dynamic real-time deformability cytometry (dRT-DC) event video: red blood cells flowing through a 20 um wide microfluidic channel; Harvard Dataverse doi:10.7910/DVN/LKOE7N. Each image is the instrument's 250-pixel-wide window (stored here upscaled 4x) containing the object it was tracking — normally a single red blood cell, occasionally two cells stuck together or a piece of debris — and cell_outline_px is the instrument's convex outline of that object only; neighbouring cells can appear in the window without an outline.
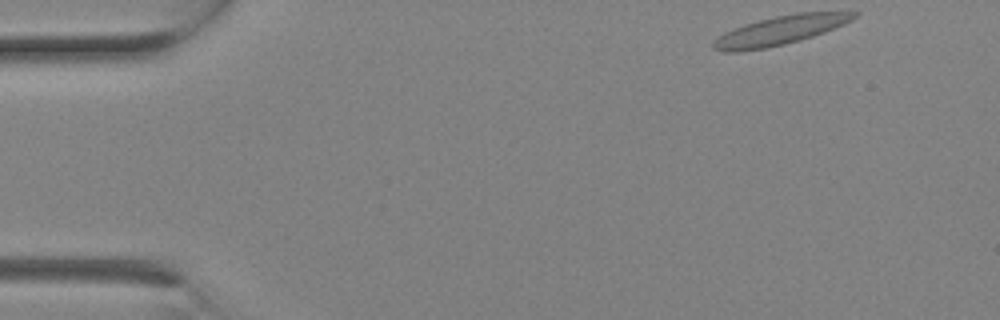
{"species": "Egyptian fruit bat (a non-hibernating species)", "species_latin": "Rousettus aegyptiacus", "temperature_condition": "room temperature", "stored_images_in_passage": 2, "camera_frame_rate_fps": 3000, "um_per_image_px": 0.085, "animal": {"sex": "female"}, "frame": {"image": 1, "passage_image": 1, "time_ms": 0.0, "image_size_px": [1000, 320], "cell_outline_px": [[860, 12], [852, 20], [844, 24], [824, 32], [800, 40], [784, 44], [764, 48], [740, 52], [724, 52], [712, 48], [712, 44], [724, 32], [732, 28], [744, 24], [776, 16], [796, 12]], "centroid_in_image_um": [66.29, 2.58], "position_along_channel_um": 18.7, "area_um2": 23.52}}